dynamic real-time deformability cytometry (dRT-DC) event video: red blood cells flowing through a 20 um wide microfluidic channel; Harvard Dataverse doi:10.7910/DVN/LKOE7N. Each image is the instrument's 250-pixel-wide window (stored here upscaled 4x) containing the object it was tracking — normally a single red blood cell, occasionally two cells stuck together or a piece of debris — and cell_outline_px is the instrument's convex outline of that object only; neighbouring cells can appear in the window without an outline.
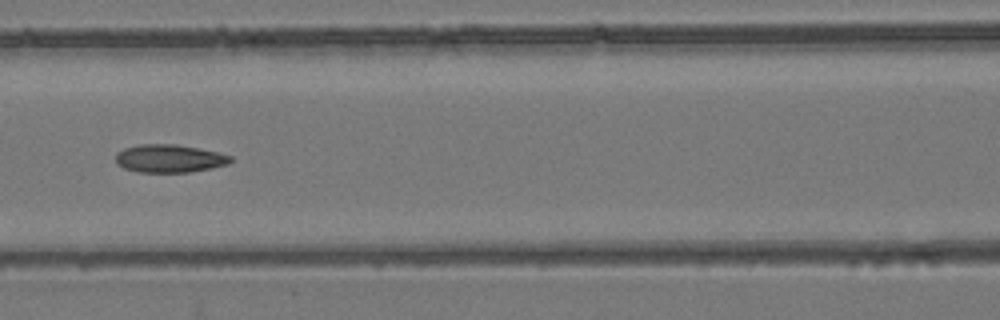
{"species": "common noctule bat (a hibernating species)", "species_latin": "Nyctalus noctula", "temperature_condition": "room temperature", "stored_images_in_passage": 7, "camera_frame_rate_fps": 3000, "um_per_image_px": 0.085, "animal": {"sex": "female", "body_mass_g": 24.6, "forearm_length_mm": 56.2}, "frame": {"image": 1, "passage_image": 7, "time_ms": 7.667, "image_size_px": [1000, 320], "cell_outline_px": [[232, 160], [228, 164], [212, 168], [188, 172], [140, 172], [124, 168], [116, 164], [116, 152], [124, 148], [140, 144], [176, 144], [216, 152], [232, 156]], "centroid_in_image_um": [14.37, 13.47], "position_along_channel_um": 152.2, "area_um2": 18.67}}